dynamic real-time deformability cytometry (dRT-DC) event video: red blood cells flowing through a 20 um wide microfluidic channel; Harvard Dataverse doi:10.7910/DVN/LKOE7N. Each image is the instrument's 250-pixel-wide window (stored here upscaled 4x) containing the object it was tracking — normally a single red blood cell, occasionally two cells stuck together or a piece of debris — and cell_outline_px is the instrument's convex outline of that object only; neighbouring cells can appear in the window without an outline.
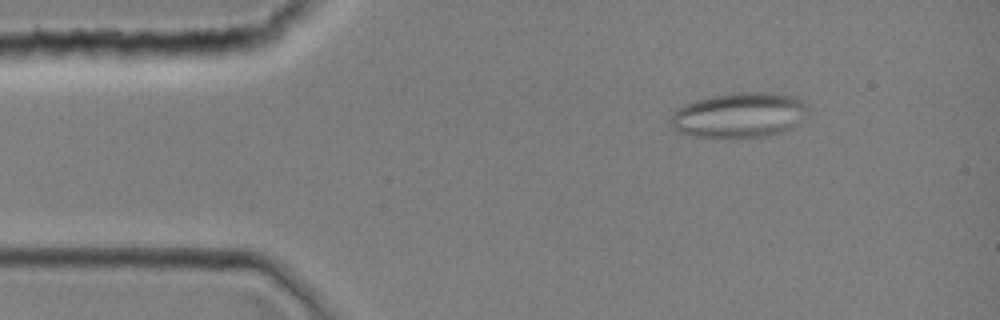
{"species": "common noctule bat (a hibernating species)", "species_latin": "Nyctalus noctula", "temperature_condition": "room temperature", "stored_images_in_passage": 42, "camera_frame_rate_fps": 3000, "um_per_image_px": 0.085, "animal": {"sex": "female", "body_mass_g": 19.0, "forearm_length_mm": 51.5}, "frame": {"image": 1, "passage_image": 6, "time_ms": 1.667, "image_size_px": [1000, 320], "cell_outline_px": [[808, 116], [792, 128], [780, 132], [764, 136], [696, 136], [676, 132], [672, 128], [668, 120], [672, 112], [676, 108], [684, 104], [696, 100], [712, 96], [740, 92], [772, 92], [796, 96], [808, 104]], "centroid_in_image_um": [62.85, 9.76], "position_along_channel_um": 22.1, "area_um2": 36.3}}
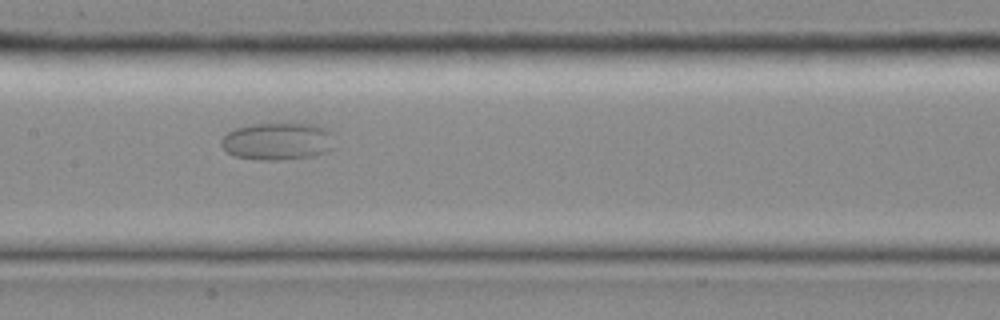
{"frame": {"image": 2, "passage_image": 21, "time_ms": 6.667, "image_size_px": [1000, 320], "cell_outline_px": [[336, 148], [312, 156], [280, 160], [260, 160], [232, 156], [220, 144], [220, 140], [228, 132], [236, 128], [252, 124], [316, 124], [332, 132]], "centroid_in_image_um": [23.62, 12.02], "position_along_channel_um": 183.8, "area_um2": 24.85}}
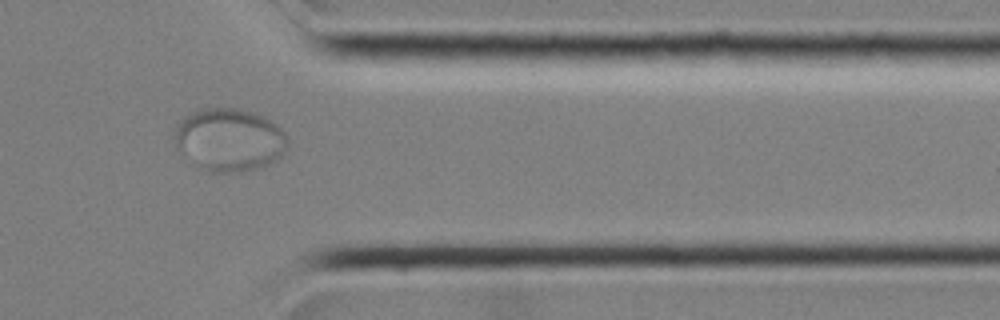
{"frame": {"image": 3, "passage_image": 35, "time_ms": 11.333, "image_size_px": [1000, 320], "cell_outline_px": [[288, 148], [284, 156], [268, 164], [256, 168], [240, 172], [208, 172], [196, 168], [176, 148], [172, 136], [180, 120], [184, 116], [200, 108], [236, 108], [252, 112], [264, 116], [276, 124], [284, 132], [288, 144]], "centroid_in_image_um": [19.46, 11.89], "position_along_channel_um": 391.9, "area_um2": 42.14}}